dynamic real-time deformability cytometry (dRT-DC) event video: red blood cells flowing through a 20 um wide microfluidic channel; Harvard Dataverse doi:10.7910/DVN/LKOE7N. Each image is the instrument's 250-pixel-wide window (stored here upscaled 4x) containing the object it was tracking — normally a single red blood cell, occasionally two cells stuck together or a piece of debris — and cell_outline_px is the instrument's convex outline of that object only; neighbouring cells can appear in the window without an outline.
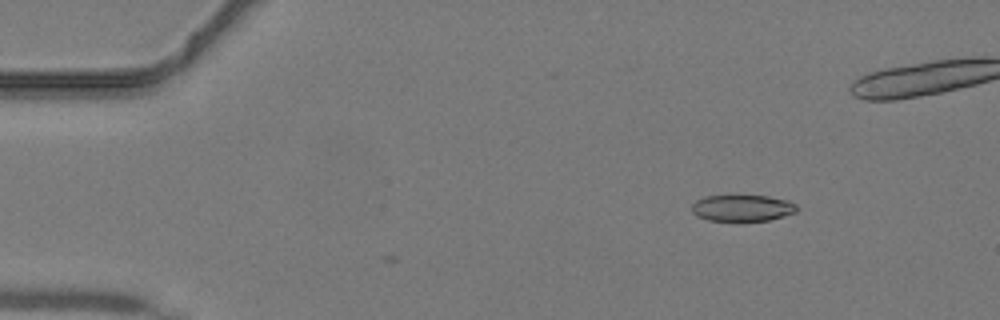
{"species": "common noctule bat (a hibernating species)", "species_latin": "Nyctalus noctula", "temperature_condition": "warm", "stored_images_in_passage": 3, "camera_frame_rate_fps": 3000, "um_per_image_px": 0.085, "animal": {"sex": "male", "body_mass_g": 19.2, "forearm_length_mm": 51.8}, "frame": {"image": 1, "passage_image": 3, "time_ms": 0.667, "image_size_px": [1000, 320], "cell_outline_px": [[796, 212], [768, 220], [708, 220], [692, 212], [692, 204], [696, 200], [704, 196], [768, 196], [788, 200], [796, 204]], "centroid_in_image_um": [63.1, 17.66], "position_along_channel_um": 21.9, "area_um2": 15.84}}